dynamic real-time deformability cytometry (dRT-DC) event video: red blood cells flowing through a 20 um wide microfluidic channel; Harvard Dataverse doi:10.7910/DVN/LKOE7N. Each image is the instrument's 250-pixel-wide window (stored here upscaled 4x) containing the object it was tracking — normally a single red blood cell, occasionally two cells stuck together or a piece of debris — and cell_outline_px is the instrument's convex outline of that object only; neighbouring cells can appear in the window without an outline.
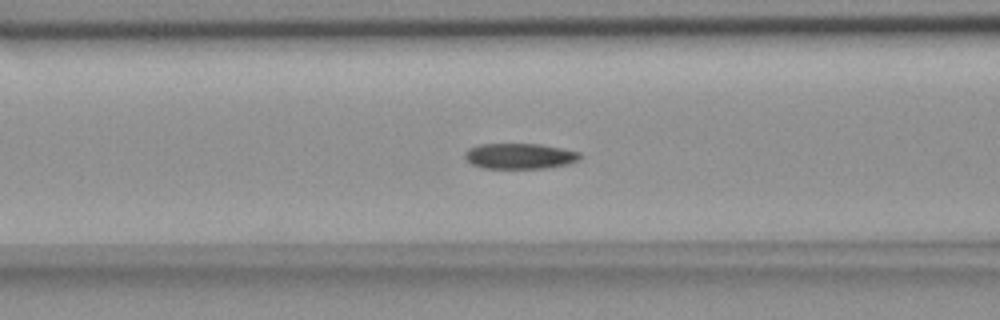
{"species": "common noctule bat (a hibernating species)", "species_latin": "Nyctalus noctula", "temperature_condition": "room temperature", "stored_images_in_passage": 47, "camera_frame_rate_fps": 3000, "um_per_image_px": 0.085, "animal": {"sex": "female", "body_mass_g": 18.4}, "frame": {"image": 1, "passage_image": 13, "time_ms": 4.0, "image_size_px": [1000, 320], "cell_outline_px": [[580, 156], [576, 160], [568, 164], [544, 168], [480, 168], [472, 164], [464, 156], [464, 152], [468, 148], [480, 144], [540, 144], [580, 152]], "centroid_in_image_um": [44.12, 13.26], "position_along_channel_um": 122.5, "area_um2": 17.05}}
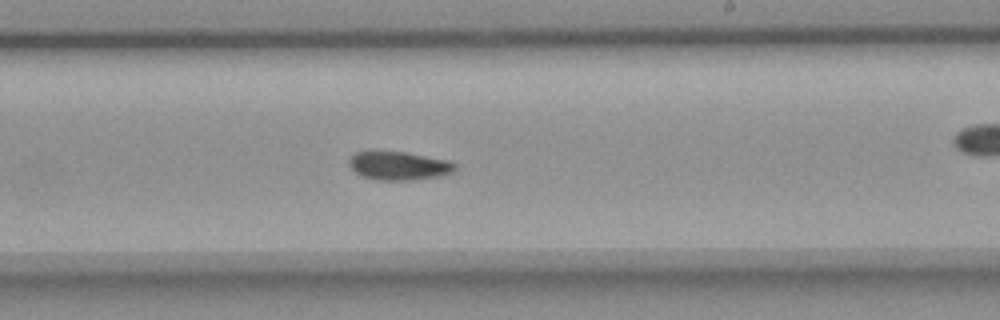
{"frame": {"image": 2, "passage_image": 24, "time_ms": 7.667, "image_size_px": [1000, 320], "cell_outline_px": [[456, 168], [452, 172], [440, 176], [412, 180], [376, 180], [364, 176], [356, 172], [348, 164], [348, 160], [356, 152], [404, 152], [448, 160], [456, 164]], "centroid_in_image_um": [33.92, 14.1], "position_along_channel_um": 255.1, "area_um2": 17.34}}
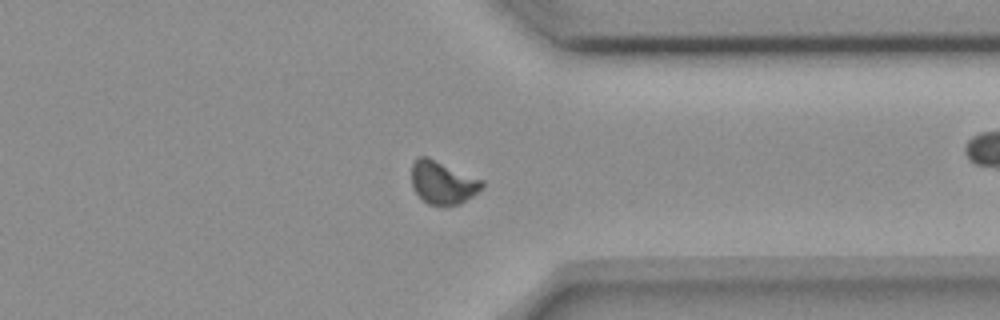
{"frame": {"image": 3, "passage_image": 34, "time_ms": 11.0, "image_size_px": [1000, 320], "cell_outline_px": [[484, 188], [460, 204], [444, 208], [428, 204], [416, 192], [412, 184], [412, 164], [416, 156], [428, 156], [484, 180]], "centroid_in_image_um": [37.65, 15.53], "position_along_channel_um": 373.7, "area_um2": 18.09}, "authors_computed_cell_mechanics": {"area_um2": 17.4556, "velocity_mm_per_s": 3.6325, "shape_relaxation_time_tau1_ms": null, "shape_relaxation_time_tau2_ms": 4.9644, "deformation_change_tau1": null, "deformation_change_tau2": 0.0834}}